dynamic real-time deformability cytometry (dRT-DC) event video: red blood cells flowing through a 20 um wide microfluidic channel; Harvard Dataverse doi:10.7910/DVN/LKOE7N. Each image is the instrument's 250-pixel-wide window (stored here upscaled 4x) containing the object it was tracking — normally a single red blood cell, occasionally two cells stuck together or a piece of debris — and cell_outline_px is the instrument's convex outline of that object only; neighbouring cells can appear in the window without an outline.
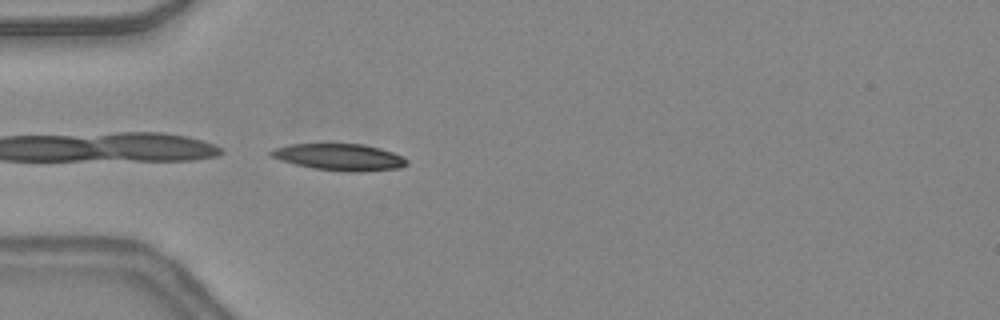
{"species": "common noctule bat (a hibernating species)", "species_latin": "Nyctalus noctula", "temperature_condition": "warm", "stored_images_in_passage": 15, "camera_frame_rate_fps": 3000, "um_per_image_px": 0.085, "animal": {"sex": "female", "body_mass_g": 24.6, "forearm_length_mm": 56.2}, "frame": {"image": 1, "passage_image": 15, "time_ms": 4.667, "image_size_px": [1000, 320], "cell_outline_px": [[408, 164], [400, 168], [360, 172], [344, 172], [312, 168], [280, 160], [272, 156], [268, 152], [276, 148], [292, 144], [364, 144], [380, 148], [392, 152], [408, 160]], "centroid_in_image_um": [28.89, 13.36], "position_along_channel_um": 56.1, "area_um2": 21.04}}